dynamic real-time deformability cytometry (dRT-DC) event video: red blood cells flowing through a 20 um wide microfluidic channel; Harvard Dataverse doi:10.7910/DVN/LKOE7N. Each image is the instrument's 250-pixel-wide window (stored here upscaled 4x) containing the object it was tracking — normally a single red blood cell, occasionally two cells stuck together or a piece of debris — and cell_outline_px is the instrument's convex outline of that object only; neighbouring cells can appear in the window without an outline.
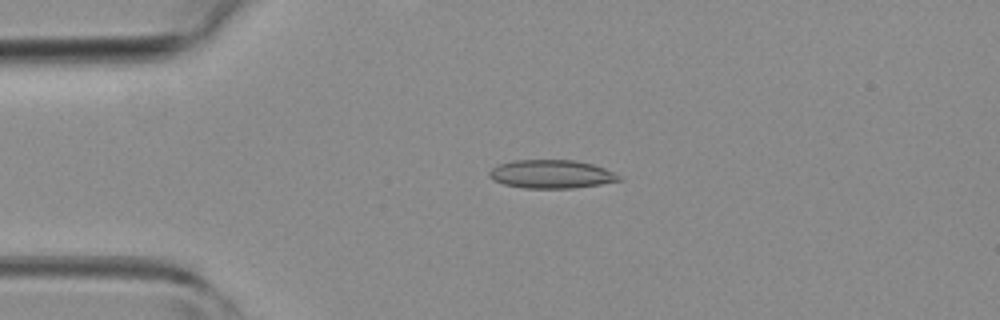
{"species": "common noctule bat (a hibernating species)", "species_latin": "Nyctalus noctula", "temperature_condition": "room temperature", "stored_images_in_passage": 2, "camera_frame_rate_fps": 3000, "um_per_image_px": 0.085, "animal": {"sex": "female", "body_mass_g": 19.3, "forearm_length_mm": 54.1}, "frame": {"image": 1, "passage_image": 1, "time_ms": 0.0, "image_size_px": [1000, 320], "cell_outline_px": [[620, 180], [600, 184], [572, 188], [524, 188], [504, 184], [492, 180], [488, 176], [488, 172], [492, 168], [500, 164], [516, 160], [572, 160], [592, 164], [604, 168], [620, 176]], "centroid_in_image_um": [46.82, 14.8], "position_along_channel_um": 38.2, "area_um2": 21.27}}